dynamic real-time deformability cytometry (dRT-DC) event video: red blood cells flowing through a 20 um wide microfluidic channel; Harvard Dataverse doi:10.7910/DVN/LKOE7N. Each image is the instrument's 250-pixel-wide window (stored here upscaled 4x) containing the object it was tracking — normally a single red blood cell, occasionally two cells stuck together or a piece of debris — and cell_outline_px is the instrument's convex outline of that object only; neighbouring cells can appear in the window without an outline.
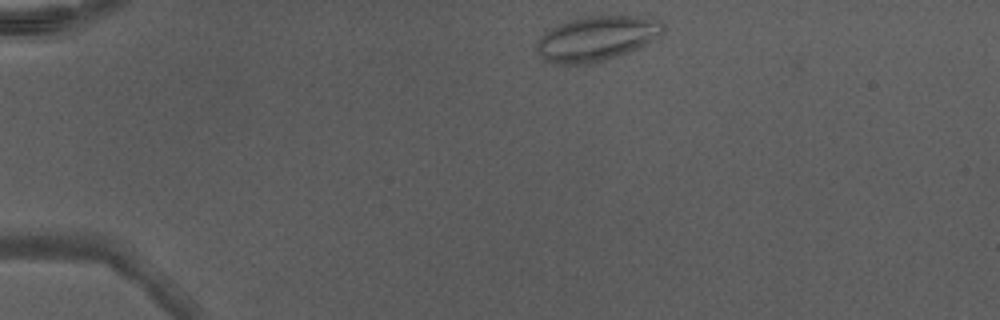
{"species": "Egyptian fruit bat (a non-hibernating species)", "species_latin": "Rousettus aegyptiacus", "temperature_condition": "warm", "stored_images_in_passage": 39, "camera_frame_rate_fps": 3000, "um_per_image_px": 0.085, "animal": {"sex": "male"}, "frame": {"image": 1, "passage_image": 1, "time_ms": 0.0, "image_size_px": [1000, 320], "cell_outline_px": [[664, 32], [660, 36], [640, 48], [604, 60], [588, 64], [560, 64], [544, 60], [536, 52], [536, 40], [544, 32], [564, 20], [580, 16], [652, 16], [660, 20], [664, 24]], "centroid_in_image_um": [50.71, 3.24], "position_along_channel_um": 34.3, "area_um2": 33.7}}
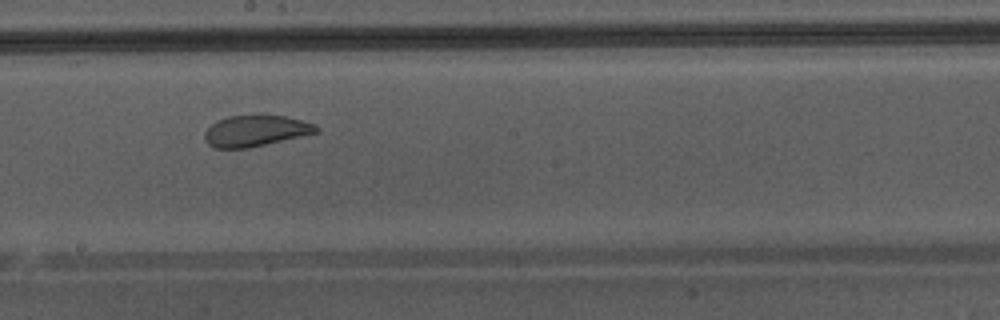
{"frame": {"image": 2, "passage_image": 19, "time_ms": 6.0, "image_size_px": [1000, 320], "cell_outline_px": [[320, 128], [316, 132], [248, 148], [212, 148], [204, 140], [204, 132], [216, 120], [228, 116], [260, 112], [288, 116], [316, 124]], "centroid_in_image_um": [21.69, 11.06], "position_along_channel_um": 226.5, "area_um2": 20.87}}
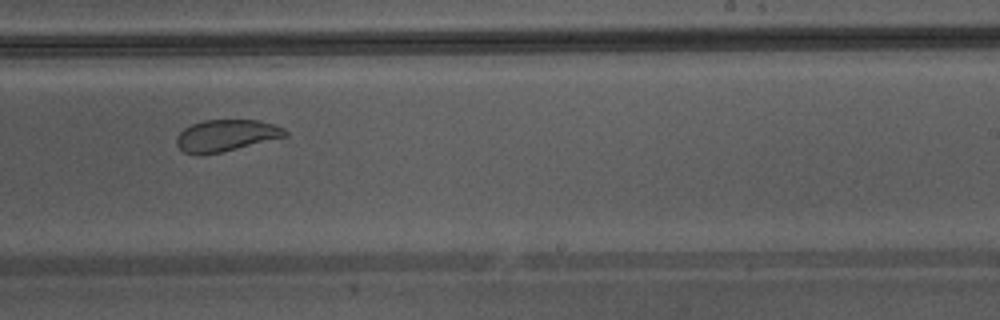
{"frame": {"image": 3, "passage_image": 22, "time_ms": 7.0, "image_size_px": [1000, 320], "cell_outline_px": [[288, 136], [220, 152], [200, 156], [184, 152], [176, 144], [176, 136], [184, 128], [192, 124], [204, 120], [260, 120], [284, 128], [288, 132]], "centroid_in_image_um": [19.2, 11.52], "position_along_channel_um": 269.8, "area_um2": 20.06}, "authors_computed_cell_mechanics": {"area_um2": 24.3338, "velocity_mm_per_s": 4.3393, "shape_relaxation_time_tau1_ms": null, "shape_relaxation_time_tau2_ms": 1.0524, "deformation_change_tau1": null, "deformation_change_tau2": 0.0577}}